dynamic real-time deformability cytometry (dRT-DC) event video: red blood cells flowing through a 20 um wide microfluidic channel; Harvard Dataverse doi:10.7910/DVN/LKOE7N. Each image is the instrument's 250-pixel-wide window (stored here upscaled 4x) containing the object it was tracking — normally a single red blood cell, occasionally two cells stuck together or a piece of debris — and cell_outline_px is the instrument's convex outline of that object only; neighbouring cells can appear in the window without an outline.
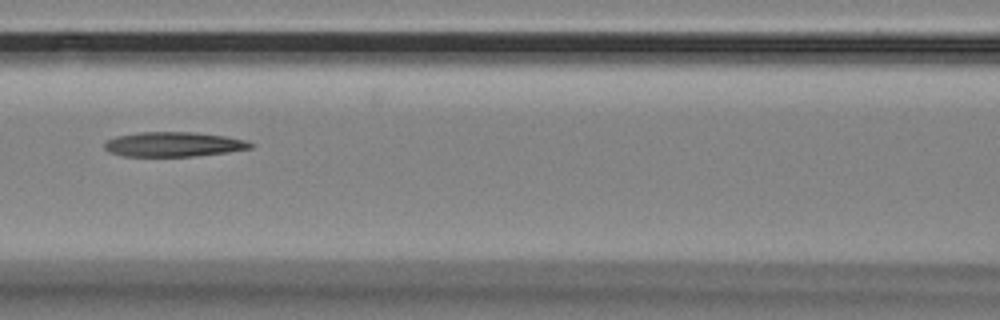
{"species": "Egyptian fruit bat (a non-hibernating species)", "species_latin": "Rousettus aegyptiacus", "temperature_condition": "room temperature", "stored_images_in_passage": 11, "camera_frame_rate_fps": 3000, "um_per_image_px": 0.085, "animal": {"sex": "female"}, "frame": {"image": 1, "passage_image": 5, "time_ms": 1.333, "image_size_px": [1000, 320], "cell_outline_px": [[256, 144], [252, 148], [228, 152], [192, 156], [124, 156], [112, 152], [104, 148], [104, 144], [108, 140], [116, 136], [140, 132], [196, 132], [224, 136], [248, 140]], "centroid_in_image_um": [14.82, 12.26], "position_along_channel_um": 151.8, "area_um2": 20.98}}
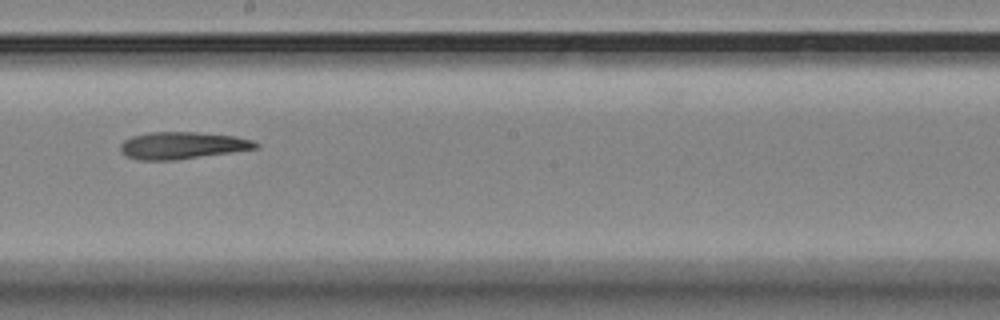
{"frame": {"image": 2, "passage_image": 7, "time_ms": 2.0, "image_size_px": [1000, 320], "cell_outline_px": [[260, 148], [232, 152], [172, 160], [140, 160], [128, 156], [120, 152], [120, 144], [124, 140], [132, 136], [148, 132], [196, 132], [236, 136], [252, 140], [260, 144]], "centroid_in_image_um": [15.5, 12.35], "position_along_channel_um": 232.7, "area_um2": 21.33}}
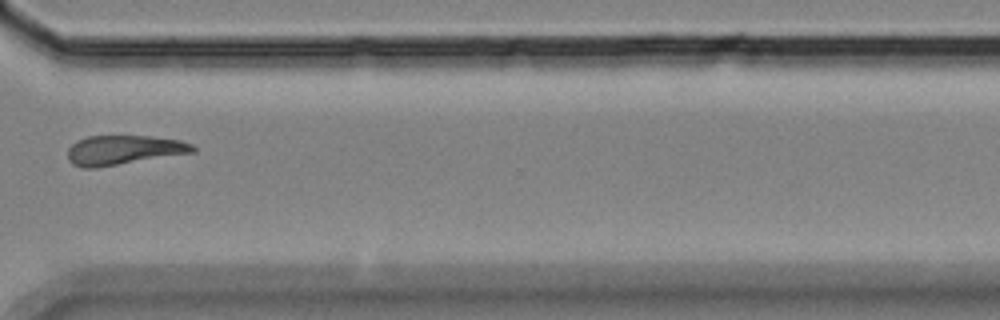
{"frame": {"image": 3, "passage_image": 10, "time_ms": 3.0, "image_size_px": [1000, 320], "cell_outline_px": [[196, 152], [96, 168], [80, 168], [72, 164], [68, 160], [68, 148], [76, 140], [88, 136], [148, 136], [180, 140], [192, 144], [196, 148]], "centroid_in_image_um": [10.49, 12.76], "position_along_channel_um": 360.1, "area_um2": 21.62}}